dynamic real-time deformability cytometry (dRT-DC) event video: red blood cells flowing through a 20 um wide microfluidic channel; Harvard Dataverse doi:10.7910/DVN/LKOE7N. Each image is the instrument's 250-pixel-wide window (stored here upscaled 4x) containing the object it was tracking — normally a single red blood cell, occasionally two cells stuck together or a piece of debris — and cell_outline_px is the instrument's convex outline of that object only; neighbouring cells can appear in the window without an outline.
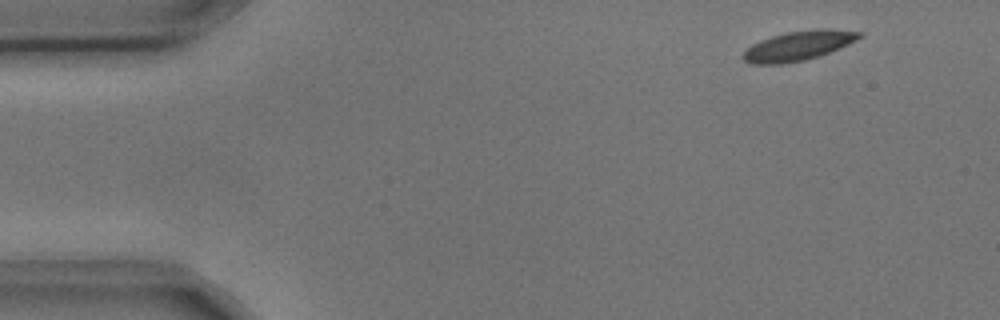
{"species": "common noctule bat (a hibernating species)", "species_latin": "Nyctalus noctula", "temperature_condition": "cold", "stored_images_in_passage": 4, "camera_frame_rate_fps": 3000, "um_per_image_px": 0.085, "animal": {"sex": "male", "body_mass_g": 17.9, "forearm_length_mm": 54.2}, "frame": {"image": 1, "passage_image": 1, "time_ms": 0.0, "image_size_px": [1000, 320], "cell_outline_px": [[864, 36], [848, 44], [828, 52], [804, 60], [780, 64], [752, 64], [744, 60], [740, 56], [752, 44], [760, 40], [772, 36], [788, 32], [816, 28], [832, 28], [864, 32]], "centroid_in_image_um": [67.88, 3.86], "position_along_channel_um": 17.1, "area_um2": 20.0}}